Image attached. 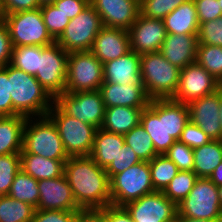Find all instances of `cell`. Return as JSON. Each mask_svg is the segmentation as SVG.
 <instances>
[{"label": "cell", "instance_id": "cell-1", "mask_svg": "<svg viewBox=\"0 0 222 222\" xmlns=\"http://www.w3.org/2000/svg\"><path fill=\"white\" fill-rule=\"evenodd\" d=\"M64 175L83 212H97L111 205L110 178L90 156H69Z\"/></svg>", "mask_w": 222, "mask_h": 222}, {"label": "cell", "instance_id": "cell-2", "mask_svg": "<svg viewBox=\"0 0 222 222\" xmlns=\"http://www.w3.org/2000/svg\"><path fill=\"white\" fill-rule=\"evenodd\" d=\"M7 78L12 99V116L29 117L35 113L41 117L47 116L52 108L48 103L52 97L34 75L7 64Z\"/></svg>", "mask_w": 222, "mask_h": 222}, {"label": "cell", "instance_id": "cell-3", "mask_svg": "<svg viewBox=\"0 0 222 222\" xmlns=\"http://www.w3.org/2000/svg\"><path fill=\"white\" fill-rule=\"evenodd\" d=\"M141 79L148 97L172 98L179 84L180 69L172 65L160 52L141 54Z\"/></svg>", "mask_w": 222, "mask_h": 222}, {"label": "cell", "instance_id": "cell-4", "mask_svg": "<svg viewBox=\"0 0 222 222\" xmlns=\"http://www.w3.org/2000/svg\"><path fill=\"white\" fill-rule=\"evenodd\" d=\"M2 20L12 46H48L55 42L47 31L40 8L6 14Z\"/></svg>", "mask_w": 222, "mask_h": 222}, {"label": "cell", "instance_id": "cell-5", "mask_svg": "<svg viewBox=\"0 0 222 222\" xmlns=\"http://www.w3.org/2000/svg\"><path fill=\"white\" fill-rule=\"evenodd\" d=\"M149 162L141 161L110 179L111 205L123 207L154 192Z\"/></svg>", "mask_w": 222, "mask_h": 222}, {"label": "cell", "instance_id": "cell-6", "mask_svg": "<svg viewBox=\"0 0 222 222\" xmlns=\"http://www.w3.org/2000/svg\"><path fill=\"white\" fill-rule=\"evenodd\" d=\"M27 117L23 131V144L20 154H36L54 160H68L62 139L53 121L48 116H42L40 122L28 126Z\"/></svg>", "mask_w": 222, "mask_h": 222}, {"label": "cell", "instance_id": "cell-7", "mask_svg": "<svg viewBox=\"0 0 222 222\" xmlns=\"http://www.w3.org/2000/svg\"><path fill=\"white\" fill-rule=\"evenodd\" d=\"M54 107L55 110L50 109L47 116L55 124L65 152L68 156H89L98 128L68 116L56 104Z\"/></svg>", "mask_w": 222, "mask_h": 222}, {"label": "cell", "instance_id": "cell-8", "mask_svg": "<svg viewBox=\"0 0 222 222\" xmlns=\"http://www.w3.org/2000/svg\"><path fill=\"white\" fill-rule=\"evenodd\" d=\"M182 217L221 222L222 206L218 187L205 177H198L188 196L177 205Z\"/></svg>", "mask_w": 222, "mask_h": 222}, {"label": "cell", "instance_id": "cell-9", "mask_svg": "<svg viewBox=\"0 0 222 222\" xmlns=\"http://www.w3.org/2000/svg\"><path fill=\"white\" fill-rule=\"evenodd\" d=\"M104 82L103 64L91 51L70 52L65 92L99 90Z\"/></svg>", "mask_w": 222, "mask_h": 222}, {"label": "cell", "instance_id": "cell-10", "mask_svg": "<svg viewBox=\"0 0 222 222\" xmlns=\"http://www.w3.org/2000/svg\"><path fill=\"white\" fill-rule=\"evenodd\" d=\"M68 56L69 53L56 41L51 45L42 46L35 78L53 100L65 92Z\"/></svg>", "mask_w": 222, "mask_h": 222}, {"label": "cell", "instance_id": "cell-11", "mask_svg": "<svg viewBox=\"0 0 222 222\" xmlns=\"http://www.w3.org/2000/svg\"><path fill=\"white\" fill-rule=\"evenodd\" d=\"M52 102L68 116L91 124L98 129L103 125L106 107L100 90L64 92Z\"/></svg>", "mask_w": 222, "mask_h": 222}, {"label": "cell", "instance_id": "cell-12", "mask_svg": "<svg viewBox=\"0 0 222 222\" xmlns=\"http://www.w3.org/2000/svg\"><path fill=\"white\" fill-rule=\"evenodd\" d=\"M101 17L89 4L71 19L56 42L68 53L90 51L95 37L102 29Z\"/></svg>", "mask_w": 222, "mask_h": 222}, {"label": "cell", "instance_id": "cell-13", "mask_svg": "<svg viewBox=\"0 0 222 222\" xmlns=\"http://www.w3.org/2000/svg\"><path fill=\"white\" fill-rule=\"evenodd\" d=\"M217 90H219V81L194 62L180 69L179 84L171 99L188 104Z\"/></svg>", "mask_w": 222, "mask_h": 222}, {"label": "cell", "instance_id": "cell-14", "mask_svg": "<svg viewBox=\"0 0 222 222\" xmlns=\"http://www.w3.org/2000/svg\"><path fill=\"white\" fill-rule=\"evenodd\" d=\"M123 207L134 222H165L178 213L177 205L161 191L146 194Z\"/></svg>", "mask_w": 222, "mask_h": 222}, {"label": "cell", "instance_id": "cell-15", "mask_svg": "<svg viewBox=\"0 0 222 222\" xmlns=\"http://www.w3.org/2000/svg\"><path fill=\"white\" fill-rule=\"evenodd\" d=\"M128 34L131 50L141 55L159 52L167 33L162 19L146 18L139 13Z\"/></svg>", "mask_w": 222, "mask_h": 222}, {"label": "cell", "instance_id": "cell-16", "mask_svg": "<svg viewBox=\"0 0 222 222\" xmlns=\"http://www.w3.org/2000/svg\"><path fill=\"white\" fill-rule=\"evenodd\" d=\"M189 120L200 127L211 140H222L220 89L187 104Z\"/></svg>", "mask_w": 222, "mask_h": 222}, {"label": "cell", "instance_id": "cell-17", "mask_svg": "<svg viewBox=\"0 0 222 222\" xmlns=\"http://www.w3.org/2000/svg\"><path fill=\"white\" fill-rule=\"evenodd\" d=\"M38 189L40 197L36 210L82 211L65 175L38 181Z\"/></svg>", "mask_w": 222, "mask_h": 222}, {"label": "cell", "instance_id": "cell-18", "mask_svg": "<svg viewBox=\"0 0 222 222\" xmlns=\"http://www.w3.org/2000/svg\"><path fill=\"white\" fill-rule=\"evenodd\" d=\"M99 14L103 26L129 30L136 21L140 9L135 0H90Z\"/></svg>", "mask_w": 222, "mask_h": 222}, {"label": "cell", "instance_id": "cell-19", "mask_svg": "<svg viewBox=\"0 0 222 222\" xmlns=\"http://www.w3.org/2000/svg\"><path fill=\"white\" fill-rule=\"evenodd\" d=\"M140 124L152 139L158 155H163L176 142L166 133L164 99H152L142 110Z\"/></svg>", "mask_w": 222, "mask_h": 222}, {"label": "cell", "instance_id": "cell-20", "mask_svg": "<svg viewBox=\"0 0 222 222\" xmlns=\"http://www.w3.org/2000/svg\"><path fill=\"white\" fill-rule=\"evenodd\" d=\"M90 51L102 64L124 56L131 51L128 30L103 26Z\"/></svg>", "mask_w": 222, "mask_h": 222}, {"label": "cell", "instance_id": "cell-21", "mask_svg": "<svg viewBox=\"0 0 222 222\" xmlns=\"http://www.w3.org/2000/svg\"><path fill=\"white\" fill-rule=\"evenodd\" d=\"M99 90L106 108L113 106L145 108L151 100L146 94L143 82L124 85L103 82Z\"/></svg>", "mask_w": 222, "mask_h": 222}, {"label": "cell", "instance_id": "cell-22", "mask_svg": "<svg viewBox=\"0 0 222 222\" xmlns=\"http://www.w3.org/2000/svg\"><path fill=\"white\" fill-rule=\"evenodd\" d=\"M198 34H166L160 53L179 69L196 60Z\"/></svg>", "mask_w": 222, "mask_h": 222}, {"label": "cell", "instance_id": "cell-23", "mask_svg": "<svg viewBox=\"0 0 222 222\" xmlns=\"http://www.w3.org/2000/svg\"><path fill=\"white\" fill-rule=\"evenodd\" d=\"M140 58V54L131 50L124 56L104 63V82L119 85L142 82Z\"/></svg>", "mask_w": 222, "mask_h": 222}, {"label": "cell", "instance_id": "cell-24", "mask_svg": "<svg viewBox=\"0 0 222 222\" xmlns=\"http://www.w3.org/2000/svg\"><path fill=\"white\" fill-rule=\"evenodd\" d=\"M167 34H198L199 20L195 3L187 0L163 19Z\"/></svg>", "mask_w": 222, "mask_h": 222}, {"label": "cell", "instance_id": "cell-25", "mask_svg": "<svg viewBox=\"0 0 222 222\" xmlns=\"http://www.w3.org/2000/svg\"><path fill=\"white\" fill-rule=\"evenodd\" d=\"M27 117L0 116V155L20 154Z\"/></svg>", "mask_w": 222, "mask_h": 222}, {"label": "cell", "instance_id": "cell-26", "mask_svg": "<svg viewBox=\"0 0 222 222\" xmlns=\"http://www.w3.org/2000/svg\"><path fill=\"white\" fill-rule=\"evenodd\" d=\"M127 106H113L105 109L102 129L116 134H126L140 124L142 110Z\"/></svg>", "mask_w": 222, "mask_h": 222}, {"label": "cell", "instance_id": "cell-27", "mask_svg": "<svg viewBox=\"0 0 222 222\" xmlns=\"http://www.w3.org/2000/svg\"><path fill=\"white\" fill-rule=\"evenodd\" d=\"M125 144L122 134L111 133L97 129L90 157L102 168L108 165L116 158L119 150Z\"/></svg>", "mask_w": 222, "mask_h": 222}, {"label": "cell", "instance_id": "cell-28", "mask_svg": "<svg viewBox=\"0 0 222 222\" xmlns=\"http://www.w3.org/2000/svg\"><path fill=\"white\" fill-rule=\"evenodd\" d=\"M21 169L40 181L53 179L64 175L67 160H54L36 154H20Z\"/></svg>", "mask_w": 222, "mask_h": 222}, {"label": "cell", "instance_id": "cell-29", "mask_svg": "<svg viewBox=\"0 0 222 222\" xmlns=\"http://www.w3.org/2000/svg\"><path fill=\"white\" fill-rule=\"evenodd\" d=\"M194 168L197 177L209 178L222 162V140H211L201 147L193 149Z\"/></svg>", "mask_w": 222, "mask_h": 222}, {"label": "cell", "instance_id": "cell-30", "mask_svg": "<svg viewBox=\"0 0 222 222\" xmlns=\"http://www.w3.org/2000/svg\"><path fill=\"white\" fill-rule=\"evenodd\" d=\"M164 117L166 133L179 141L185 125L190 121L187 104L174 101L171 98L164 99Z\"/></svg>", "mask_w": 222, "mask_h": 222}, {"label": "cell", "instance_id": "cell-31", "mask_svg": "<svg viewBox=\"0 0 222 222\" xmlns=\"http://www.w3.org/2000/svg\"><path fill=\"white\" fill-rule=\"evenodd\" d=\"M13 199L29 203L37 208L39 202L38 180L25 173L22 169L15 175L8 193Z\"/></svg>", "mask_w": 222, "mask_h": 222}, {"label": "cell", "instance_id": "cell-32", "mask_svg": "<svg viewBox=\"0 0 222 222\" xmlns=\"http://www.w3.org/2000/svg\"><path fill=\"white\" fill-rule=\"evenodd\" d=\"M35 210L29 203L0 196V222H32Z\"/></svg>", "mask_w": 222, "mask_h": 222}, {"label": "cell", "instance_id": "cell-33", "mask_svg": "<svg viewBox=\"0 0 222 222\" xmlns=\"http://www.w3.org/2000/svg\"><path fill=\"white\" fill-rule=\"evenodd\" d=\"M151 181L155 191L163 192L170 181L178 173L176 164L165 154L156 155L149 161Z\"/></svg>", "mask_w": 222, "mask_h": 222}, {"label": "cell", "instance_id": "cell-34", "mask_svg": "<svg viewBox=\"0 0 222 222\" xmlns=\"http://www.w3.org/2000/svg\"><path fill=\"white\" fill-rule=\"evenodd\" d=\"M123 136L125 143L133 149L134 153H136L141 161L149 162L158 155L153 146L151 137L141 124L132 128Z\"/></svg>", "mask_w": 222, "mask_h": 222}, {"label": "cell", "instance_id": "cell-35", "mask_svg": "<svg viewBox=\"0 0 222 222\" xmlns=\"http://www.w3.org/2000/svg\"><path fill=\"white\" fill-rule=\"evenodd\" d=\"M41 52L42 46H13L10 65L35 76Z\"/></svg>", "mask_w": 222, "mask_h": 222}, {"label": "cell", "instance_id": "cell-36", "mask_svg": "<svg viewBox=\"0 0 222 222\" xmlns=\"http://www.w3.org/2000/svg\"><path fill=\"white\" fill-rule=\"evenodd\" d=\"M195 62L219 82L222 79V47L198 44Z\"/></svg>", "mask_w": 222, "mask_h": 222}, {"label": "cell", "instance_id": "cell-37", "mask_svg": "<svg viewBox=\"0 0 222 222\" xmlns=\"http://www.w3.org/2000/svg\"><path fill=\"white\" fill-rule=\"evenodd\" d=\"M197 178V175L193 171L179 170L163 193L170 201L178 205L193 189Z\"/></svg>", "mask_w": 222, "mask_h": 222}, {"label": "cell", "instance_id": "cell-38", "mask_svg": "<svg viewBox=\"0 0 222 222\" xmlns=\"http://www.w3.org/2000/svg\"><path fill=\"white\" fill-rule=\"evenodd\" d=\"M20 170V154L0 155V196L8 195L15 175Z\"/></svg>", "mask_w": 222, "mask_h": 222}, {"label": "cell", "instance_id": "cell-39", "mask_svg": "<svg viewBox=\"0 0 222 222\" xmlns=\"http://www.w3.org/2000/svg\"><path fill=\"white\" fill-rule=\"evenodd\" d=\"M44 24L51 37L56 41L64 32L70 19L65 16L54 4L40 7Z\"/></svg>", "mask_w": 222, "mask_h": 222}, {"label": "cell", "instance_id": "cell-40", "mask_svg": "<svg viewBox=\"0 0 222 222\" xmlns=\"http://www.w3.org/2000/svg\"><path fill=\"white\" fill-rule=\"evenodd\" d=\"M187 0H142L139 4L140 14L146 18L164 19L174 9Z\"/></svg>", "mask_w": 222, "mask_h": 222}, {"label": "cell", "instance_id": "cell-41", "mask_svg": "<svg viewBox=\"0 0 222 222\" xmlns=\"http://www.w3.org/2000/svg\"><path fill=\"white\" fill-rule=\"evenodd\" d=\"M165 155L173 161L178 170L193 171L194 156L193 149L185 143L176 141L165 153Z\"/></svg>", "mask_w": 222, "mask_h": 222}, {"label": "cell", "instance_id": "cell-42", "mask_svg": "<svg viewBox=\"0 0 222 222\" xmlns=\"http://www.w3.org/2000/svg\"><path fill=\"white\" fill-rule=\"evenodd\" d=\"M198 44L222 47V16L199 25Z\"/></svg>", "mask_w": 222, "mask_h": 222}, {"label": "cell", "instance_id": "cell-43", "mask_svg": "<svg viewBox=\"0 0 222 222\" xmlns=\"http://www.w3.org/2000/svg\"><path fill=\"white\" fill-rule=\"evenodd\" d=\"M141 160L134 153L133 149L126 143L119 150L116 158L105 169L108 177L111 179L115 174L123 172L134 164L140 163Z\"/></svg>", "mask_w": 222, "mask_h": 222}, {"label": "cell", "instance_id": "cell-44", "mask_svg": "<svg viewBox=\"0 0 222 222\" xmlns=\"http://www.w3.org/2000/svg\"><path fill=\"white\" fill-rule=\"evenodd\" d=\"M83 211L35 210L32 222H78Z\"/></svg>", "mask_w": 222, "mask_h": 222}, {"label": "cell", "instance_id": "cell-45", "mask_svg": "<svg viewBox=\"0 0 222 222\" xmlns=\"http://www.w3.org/2000/svg\"><path fill=\"white\" fill-rule=\"evenodd\" d=\"M179 141L185 143L190 148L195 149L207 144L211 139L199 126L189 121L182 131Z\"/></svg>", "mask_w": 222, "mask_h": 222}, {"label": "cell", "instance_id": "cell-46", "mask_svg": "<svg viewBox=\"0 0 222 222\" xmlns=\"http://www.w3.org/2000/svg\"><path fill=\"white\" fill-rule=\"evenodd\" d=\"M195 3L199 25L202 22L217 19L222 16L219 0H193Z\"/></svg>", "mask_w": 222, "mask_h": 222}, {"label": "cell", "instance_id": "cell-47", "mask_svg": "<svg viewBox=\"0 0 222 222\" xmlns=\"http://www.w3.org/2000/svg\"><path fill=\"white\" fill-rule=\"evenodd\" d=\"M0 116H12V99L7 78V65L0 68Z\"/></svg>", "mask_w": 222, "mask_h": 222}, {"label": "cell", "instance_id": "cell-48", "mask_svg": "<svg viewBox=\"0 0 222 222\" xmlns=\"http://www.w3.org/2000/svg\"><path fill=\"white\" fill-rule=\"evenodd\" d=\"M53 4L71 20L90 4V0H56Z\"/></svg>", "mask_w": 222, "mask_h": 222}, {"label": "cell", "instance_id": "cell-49", "mask_svg": "<svg viewBox=\"0 0 222 222\" xmlns=\"http://www.w3.org/2000/svg\"><path fill=\"white\" fill-rule=\"evenodd\" d=\"M105 222H134L124 207L106 206L96 212Z\"/></svg>", "mask_w": 222, "mask_h": 222}, {"label": "cell", "instance_id": "cell-50", "mask_svg": "<svg viewBox=\"0 0 222 222\" xmlns=\"http://www.w3.org/2000/svg\"><path fill=\"white\" fill-rule=\"evenodd\" d=\"M12 43L6 24L0 20V68L10 63Z\"/></svg>", "mask_w": 222, "mask_h": 222}, {"label": "cell", "instance_id": "cell-51", "mask_svg": "<svg viewBox=\"0 0 222 222\" xmlns=\"http://www.w3.org/2000/svg\"><path fill=\"white\" fill-rule=\"evenodd\" d=\"M3 16L19 11L35 10L40 8L38 0H2Z\"/></svg>", "mask_w": 222, "mask_h": 222}, {"label": "cell", "instance_id": "cell-52", "mask_svg": "<svg viewBox=\"0 0 222 222\" xmlns=\"http://www.w3.org/2000/svg\"><path fill=\"white\" fill-rule=\"evenodd\" d=\"M209 179L217 186H222V162L215 168Z\"/></svg>", "mask_w": 222, "mask_h": 222}, {"label": "cell", "instance_id": "cell-53", "mask_svg": "<svg viewBox=\"0 0 222 222\" xmlns=\"http://www.w3.org/2000/svg\"><path fill=\"white\" fill-rule=\"evenodd\" d=\"M78 222H105L96 212H83Z\"/></svg>", "mask_w": 222, "mask_h": 222}, {"label": "cell", "instance_id": "cell-54", "mask_svg": "<svg viewBox=\"0 0 222 222\" xmlns=\"http://www.w3.org/2000/svg\"><path fill=\"white\" fill-rule=\"evenodd\" d=\"M183 222H218V221H211V220H206V219H194V218L183 217Z\"/></svg>", "mask_w": 222, "mask_h": 222}, {"label": "cell", "instance_id": "cell-55", "mask_svg": "<svg viewBox=\"0 0 222 222\" xmlns=\"http://www.w3.org/2000/svg\"><path fill=\"white\" fill-rule=\"evenodd\" d=\"M165 222H183V217L179 213H177L172 218H170Z\"/></svg>", "mask_w": 222, "mask_h": 222}, {"label": "cell", "instance_id": "cell-56", "mask_svg": "<svg viewBox=\"0 0 222 222\" xmlns=\"http://www.w3.org/2000/svg\"><path fill=\"white\" fill-rule=\"evenodd\" d=\"M56 0H38L40 6L47 5V4H53Z\"/></svg>", "mask_w": 222, "mask_h": 222}, {"label": "cell", "instance_id": "cell-57", "mask_svg": "<svg viewBox=\"0 0 222 222\" xmlns=\"http://www.w3.org/2000/svg\"><path fill=\"white\" fill-rule=\"evenodd\" d=\"M220 121L222 127V89H220Z\"/></svg>", "mask_w": 222, "mask_h": 222}, {"label": "cell", "instance_id": "cell-58", "mask_svg": "<svg viewBox=\"0 0 222 222\" xmlns=\"http://www.w3.org/2000/svg\"><path fill=\"white\" fill-rule=\"evenodd\" d=\"M218 196H219L220 204L222 206V186L218 187Z\"/></svg>", "mask_w": 222, "mask_h": 222}, {"label": "cell", "instance_id": "cell-59", "mask_svg": "<svg viewBox=\"0 0 222 222\" xmlns=\"http://www.w3.org/2000/svg\"><path fill=\"white\" fill-rule=\"evenodd\" d=\"M3 17V7H2V0H0V20Z\"/></svg>", "mask_w": 222, "mask_h": 222}, {"label": "cell", "instance_id": "cell-60", "mask_svg": "<svg viewBox=\"0 0 222 222\" xmlns=\"http://www.w3.org/2000/svg\"><path fill=\"white\" fill-rule=\"evenodd\" d=\"M219 89H222V79H221V81L219 82Z\"/></svg>", "mask_w": 222, "mask_h": 222}, {"label": "cell", "instance_id": "cell-61", "mask_svg": "<svg viewBox=\"0 0 222 222\" xmlns=\"http://www.w3.org/2000/svg\"><path fill=\"white\" fill-rule=\"evenodd\" d=\"M220 9L222 10V0H219Z\"/></svg>", "mask_w": 222, "mask_h": 222}, {"label": "cell", "instance_id": "cell-62", "mask_svg": "<svg viewBox=\"0 0 222 222\" xmlns=\"http://www.w3.org/2000/svg\"><path fill=\"white\" fill-rule=\"evenodd\" d=\"M136 2H138L139 4L142 2V0H135Z\"/></svg>", "mask_w": 222, "mask_h": 222}]
</instances>
